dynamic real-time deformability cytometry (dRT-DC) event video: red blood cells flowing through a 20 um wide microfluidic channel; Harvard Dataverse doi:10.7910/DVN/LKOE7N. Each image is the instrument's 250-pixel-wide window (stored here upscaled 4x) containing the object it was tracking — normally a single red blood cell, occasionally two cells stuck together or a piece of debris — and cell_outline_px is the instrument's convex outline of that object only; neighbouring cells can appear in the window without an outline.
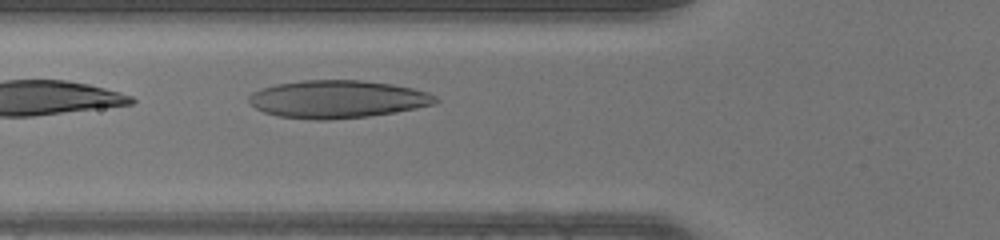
{"species": "human", "species_latin": "Homo sapiens", "temperature_condition": "warm", "stored_images_in_passage": 14, "camera_frame_rate_fps": 3000, "um_per_image_px": 0.085, "donor": {"sex": "male"}, "frame": {"image": 1, "passage_image": 5, "time_ms": 1.333, "image_size_px": [1000, 240], "cell_outline_px": [[440, 100], [436, 104], [416, 108], [368, 116], [328, 120], [316, 120], [280, 116], [264, 112], [256, 108], [248, 100], [248, 96], [252, 92], [276, 84], [304, 80], [364, 80], [392, 84], [412, 88], [428, 92], [436, 96]], "centroid_in_image_um": [28.71, 8.42], "position_along_channel_um": 97.1, "area_um2": 40.92}}
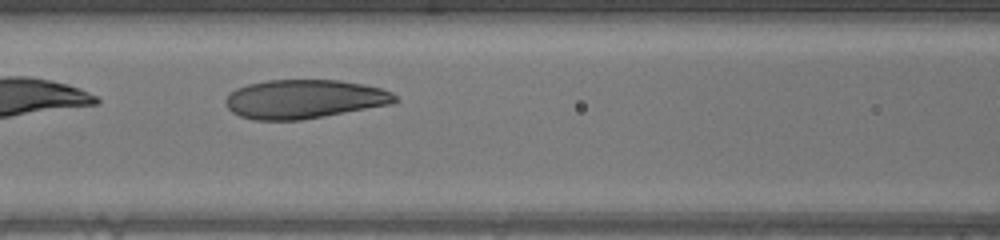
{"frame": {"image": 2, "passage_image": 8, "time_ms": 2.333, "image_size_px": [1000, 240], "cell_outline_px": [[400, 100], [392, 104], [324, 116], [300, 120], [252, 120], [240, 116], [232, 112], [228, 108], [224, 100], [228, 92], [236, 88], [248, 84], [268, 80], [340, 80], [364, 84], [380, 88], [392, 92]], "centroid_in_image_um": [25.84, 8.42], "position_along_channel_um": 140.8, "area_um2": 38.61}}
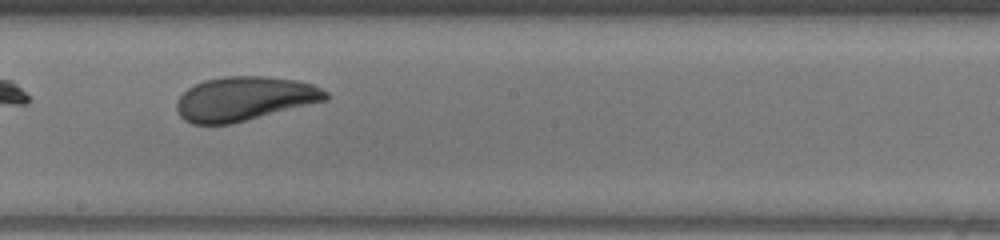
{"frame": {"image": 3, "passage_image": 14, "time_ms": 4.333, "image_size_px": [1000, 240], "cell_outline_px": [[328, 100], [232, 124], [192, 124], [184, 120], [180, 116], [176, 108], [176, 104], [180, 96], [188, 88], [204, 80], [224, 76], [268, 76], [296, 80], [312, 84], [328, 92]], "centroid_in_image_um": [20.78, 8.39], "position_along_channel_um": 227.4, "area_um2": 38.44}}